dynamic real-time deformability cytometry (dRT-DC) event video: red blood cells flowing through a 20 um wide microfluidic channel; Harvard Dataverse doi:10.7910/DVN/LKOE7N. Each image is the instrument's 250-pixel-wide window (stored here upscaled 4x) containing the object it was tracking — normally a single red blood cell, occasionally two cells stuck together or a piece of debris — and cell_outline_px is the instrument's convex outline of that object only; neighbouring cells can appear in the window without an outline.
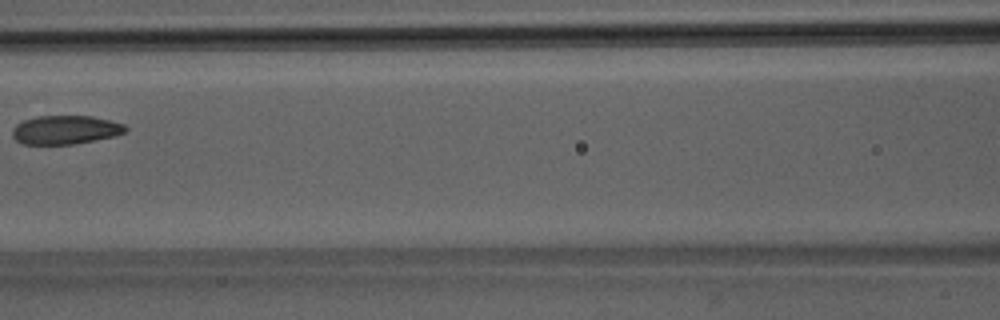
{"species": "Egyptian fruit bat (a non-hibernating species)", "species_latin": "Rousettus aegyptiacus", "temperature_condition": "room temperature", "stored_images_in_passage": 3, "camera_frame_rate_fps": 3000, "um_per_image_px": 0.085, "animal": {"sex": "male"}, "frame": {"image": 1, "passage_image": 3, "time_ms": 2.333, "image_size_px": [1000, 320], "cell_outline_px": [[128, 128], [124, 132], [116, 136], [72, 144], [24, 144], [16, 140], [12, 136], [12, 128], [16, 124], [24, 120], [36, 116], [92, 116], [124, 124]], "centroid_in_image_um": [5.54, 11.03], "position_along_channel_um": 161.1, "area_um2": 18.9}}